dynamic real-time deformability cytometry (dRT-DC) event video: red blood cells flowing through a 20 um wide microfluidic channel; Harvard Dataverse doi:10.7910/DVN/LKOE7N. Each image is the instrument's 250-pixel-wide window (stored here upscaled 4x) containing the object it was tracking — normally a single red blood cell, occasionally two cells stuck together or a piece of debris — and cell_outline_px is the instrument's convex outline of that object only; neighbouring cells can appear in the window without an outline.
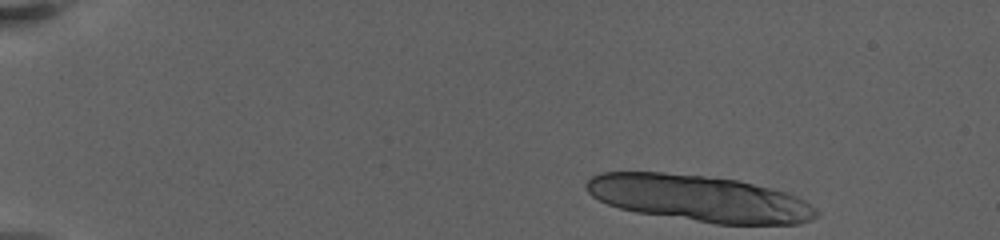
{"species": "human", "species_latin": "Homo sapiens", "temperature_condition": "warm", "stored_images_in_passage": 35, "camera_frame_rate_fps": 3000, "um_per_image_px": 0.085, "donor": {"sex": "female"}, "frame": {"image": 1, "passage_image": 1, "time_ms": 0.0, "image_size_px": [1000, 240], "cell_outline_px": [[820, 216], [812, 220], [800, 224], [716, 224], [636, 212], [620, 208], [608, 204], [592, 196], [584, 188], [584, 184], [592, 176], [600, 172], [664, 172], [736, 180], [784, 192], [796, 196], [804, 200], [816, 208], [820, 212]], "centroid_in_image_um": [59.44, 16.87], "position_along_channel_um": 25.6, "area_um2": 62.08}}
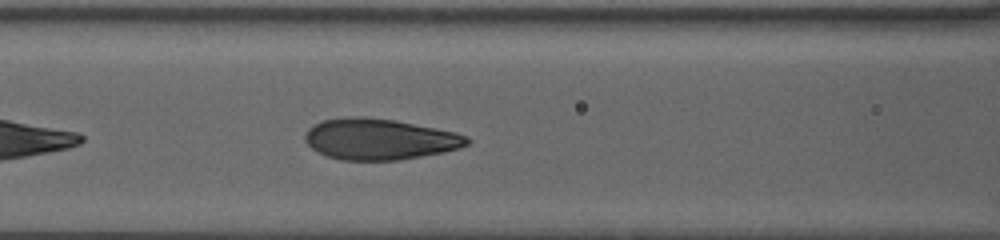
{"frame": {"image": 2, "passage_image": 16, "time_ms": 7.333, "image_size_px": [1000, 240], "cell_outline_px": [[472, 140], [468, 144], [460, 148], [444, 152], [400, 160], [340, 160], [316, 152], [304, 140], [304, 136], [308, 128], [312, 124], [320, 120], [352, 116], [356, 116], [396, 120], [456, 132], [468, 136]], "centroid_in_image_um": [32.25, 11.82], "position_along_channel_um": 134.3, "area_um2": 39.07}}
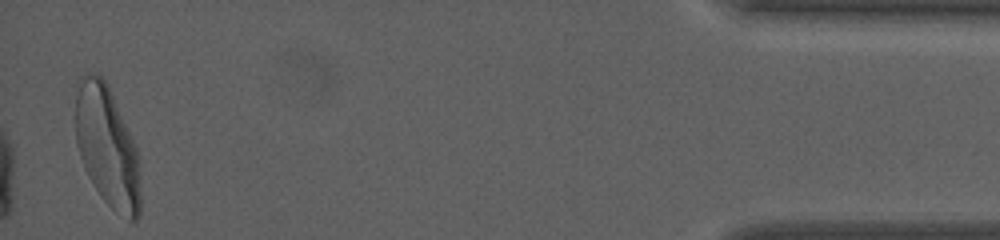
{"frame": {"image": 3, "passage_image": 35, "time_ms": 18.667, "image_size_px": [1000, 240], "cell_outline_px": [[140, 216], [136, 220], [128, 220], [116, 212], [100, 196], [92, 184], [84, 168], [76, 144], [76, 80], [80, 76], [96, 72], [108, 84], [136, 148], [140, 160]], "centroid_in_image_um": [9.11, 12.47], "position_along_channel_um": 426.1, "area_um2": 46.01}, "authors_computed_cell_mechanics": {"area_um2": 39.4774, "velocity_mm_per_s": 3.2287, "shape_relaxation_time_tau1_ms": 4.8144, "shape_relaxation_time_tau2_ms": null, "deformation_change_tau1": 0.2041, "deformation_change_tau2": null}}